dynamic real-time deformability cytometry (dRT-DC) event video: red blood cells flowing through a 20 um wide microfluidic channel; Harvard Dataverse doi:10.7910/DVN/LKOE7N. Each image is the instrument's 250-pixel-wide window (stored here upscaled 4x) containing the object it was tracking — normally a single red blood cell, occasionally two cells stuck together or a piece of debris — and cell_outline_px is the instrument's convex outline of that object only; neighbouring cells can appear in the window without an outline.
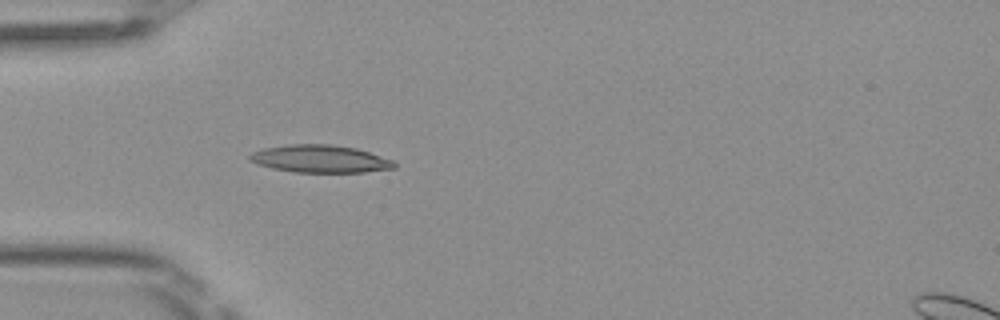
{"species": "Egyptian fruit bat (a non-hibernating species)", "species_latin": "Rousettus aegyptiacus", "temperature_condition": "room temperature", "stored_images_in_passage": 3, "camera_frame_rate_fps": 3000, "um_per_image_px": 0.085, "frame": {"image": 1, "passage_image": 3, "time_ms": 0.667, "image_size_px": [1000, 320], "cell_outline_px": [[396, 168], [364, 172], [296, 172], [272, 168], [256, 164], [248, 160], [248, 156], [252, 152], [264, 148], [292, 144], [332, 144], [356, 148], [392, 160], [396, 164]], "centroid_in_image_um": [27.19, 13.5], "position_along_channel_um": 57.8, "area_um2": 23.18}}